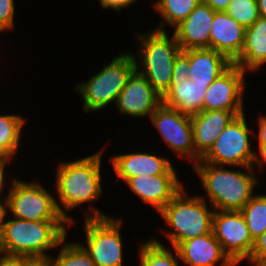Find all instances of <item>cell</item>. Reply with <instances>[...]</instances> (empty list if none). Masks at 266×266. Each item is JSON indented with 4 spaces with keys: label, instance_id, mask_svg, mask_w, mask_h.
Here are the masks:
<instances>
[{
    "label": "cell",
    "instance_id": "cell-1",
    "mask_svg": "<svg viewBox=\"0 0 266 266\" xmlns=\"http://www.w3.org/2000/svg\"><path fill=\"white\" fill-rule=\"evenodd\" d=\"M66 221H30L19 218L5 223L0 239L1 253L48 261L44 251L62 245L66 237Z\"/></svg>",
    "mask_w": 266,
    "mask_h": 266
},
{
    "label": "cell",
    "instance_id": "cell-2",
    "mask_svg": "<svg viewBox=\"0 0 266 266\" xmlns=\"http://www.w3.org/2000/svg\"><path fill=\"white\" fill-rule=\"evenodd\" d=\"M193 166L214 211H241L253 197L257 181L251 173L218 168V165L206 162Z\"/></svg>",
    "mask_w": 266,
    "mask_h": 266
},
{
    "label": "cell",
    "instance_id": "cell-3",
    "mask_svg": "<svg viewBox=\"0 0 266 266\" xmlns=\"http://www.w3.org/2000/svg\"><path fill=\"white\" fill-rule=\"evenodd\" d=\"M101 154L99 151L91 156L59 165L56 190L60 203L66 210L97 200L100 196Z\"/></svg>",
    "mask_w": 266,
    "mask_h": 266
},
{
    "label": "cell",
    "instance_id": "cell-4",
    "mask_svg": "<svg viewBox=\"0 0 266 266\" xmlns=\"http://www.w3.org/2000/svg\"><path fill=\"white\" fill-rule=\"evenodd\" d=\"M163 22L148 34H138V41L142 44L138 54L142 58L143 71H139L136 61V70L160 96L169 90L175 59L182 52L175 35L171 40L168 38Z\"/></svg>",
    "mask_w": 266,
    "mask_h": 266
},
{
    "label": "cell",
    "instance_id": "cell-5",
    "mask_svg": "<svg viewBox=\"0 0 266 266\" xmlns=\"http://www.w3.org/2000/svg\"><path fill=\"white\" fill-rule=\"evenodd\" d=\"M183 194L184 188L159 212L175 230L167 232L174 249L181 242L212 232L214 211L208 210L204 198Z\"/></svg>",
    "mask_w": 266,
    "mask_h": 266
},
{
    "label": "cell",
    "instance_id": "cell-6",
    "mask_svg": "<svg viewBox=\"0 0 266 266\" xmlns=\"http://www.w3.org/2000/svg\"><path fill=\"white\" fill-rule=\"evenodd\" d=\"M136 70V58L132 54L116 56L104 69L93 75L88 82H82L75 89L80 91L87 111L104 108L111 102L117 101L120 92L127 84V80Z\"/></svg>",
    "mask_w": 266,
    "mask_h": 266
},
{
    "label": "cell",
    "instance_id": "cell-7",
    "mask_svg": "<svg viewBox=\"0 0 266 266\" xmlns=\"http://www.w3.org/2000/svg\"><path fill=\"white\" fill-rule=\"evenodd\" d=\"M6 198L8 209L15 218L30 221H66L69 225L74 222L38 182L26 183L15 179Z\"/></svg>",
    "mask_w": 266,
    "mask_h": 266
},
{
    "label": "cell",
    "instance_id": "cell-8",
    "mask_svg": "<svg viewBox=\"0 0 266 266\" xmlns=\"http://www.w3.org/2000/svg\"><path fill=\"white\" fill-rule=\"evenodd\" d=\"M93 211L85 215L87 246L79 245L96 266H122L123 247L120 237L122 220L110 218L96 209Z\"/></svg>",
    "mask_w": 266,
    "mask_h": 266
},
{
    "label": "cell",
    "instance_id": "cell-9",
    "mask_svg": "<svg viewBox=\"0 0 266 266\" xmlns=\"http://www.w3.org/2000/svg\"><path fill=\"white\" fill-rule=\"evenodd\" d=\"M249 133L252 131L247 126L244 113L236 116L199 162L245 167L253 172L257 155L250 147Z\"/></svg>",
    "mask_w": 266,
    "mask_h": 266
},
{
    "label": "cell",
    "instance_id": "cell-10",
    "mask_svg": "<svg viewBox=\"0 0 266 266\" xmlns=\"http://www.w3.org/2000/svg\"><path fill=\"white\" fill-rule=\"evenodd\" d=\"M212 232L235 265L250 257L255 241L240 211H214Z\"/></svg>",
    "mask_w": 266,
    "mask_h": 266
},
{
    "label": "cell",
    "instance_id": "cell-11",
    "mask_svg": "<svg viewBox=\"0 0 266 266\" xmlns=\"http://www.w3.org/2000/svg\"><path fill=\"white\" fill-rule=\"evenodd\" d=\"M150 118L171 150L193 160L194 164L201 160L194 149L190 115L161 104Z\"/></svg>",
    "mask_w": 266,
    "mask_h": 266
},
{
    "label": "cell",
    "instance_id": "cell-12",
    "mask_svg": "<svg viewBox=\"0 0 266 266\" xmlns=\"http://www.w3.org/2000/svg\"><path fill=\"white\" fill-rule=\"evenodd\" d=\"M245 71L232 64L207 88L202 111L225 110L244 112L243 91Z\"/></svg>",
    "mask_w": 266,
    "mask_h": 266
},
{
    "label": "cell",
    "instance_id": "cell-13",
    "mask_svg": "<svg viewBox=\"0 0 266 266\" xmlns=\"http://www.w3.org/2000/svg\"><path fill=\"white\" fill-rule=\"evenodd\" d=\"M161 104L162 96L137 70L131 74L116 101L120 112L131 117L151 116Z\"/></svg>",
    "mask_w": 266,
    "mask_h": 266
},
{
    "label": "cell",
    "instance_id": "cell-14",
    "mask_svg": "<svg viewBox=\"0 0 266 266\" xmlns=\"http://www.w3.org/2000/svg\"><path fill=\"white\" fill-rule=\"evenodd\" d=\"M215 12L209 5L201 2L175 28L174 35L182 51L210 49V30Z\"/></svg>",
    "mask_w": 266,
    "mask_h": 266
},
{
    "label": "cell",
    "instance_id": "cell-15",
    "mask_svg": "<svg viewBox=\"0 0 266 266\" xmlns=\"http://www.w3.org/2000/svg\"><path fill=\"white\" fill-rule=\"evenodd\" d=\"M130 189L158 213L182 190L176 175H139L126 182Z\"/></svg>",
    "mask_w": 266,
    "mask_h": 266
},
{
    "label": "cell",
    "instance_id": "cell-16",
    "mask_svg": "<svg viewBox=\"0 0 266 266\" xmlns=\"http://www.w3.org/2000/svg\"><path fill=\"white\" fill-rule=\"evenodd\" d=\"M244 112L207 110L191 115L195 153L202 158L227 125Z\"/></svg>",
    "mask_w": 266,
    "mask_h": 266
},
{
    "label": "cell",
    "instance_id": "cell-17",
    "mask_svg": "<svg viewBox=\"0 0 266 266\" xmlns=\"http://www.w3.org/2000/svg\"><path fill=\"white\" fill-rule=\"evenodd\" d=\"M246 28L226 12L216 11L210 30V49L224 54L232 63L245 44Z\"/></svg>",
    "mask_w": 266,
    "mask_h": 266
},
{
    "label": "cell",
    "instance_id": "cell-18",
    "mask_svg": "<svg viewBox=\"0 0 266 266\" xmlns=\"http://www.w3.org/2000/svg\"><path fill=\"white\" fill-rule=\"evenodd\" d=\"M179 258L188 266H236L223 252L213 232L181 242L176 248Z\"/></svg>",
    "mask_w": 266,
    "mask_h": 266
},
{
    "label": "cell",
    "instance_id": "cell-19",
    "mask_svg": "<svg viewBox=\"0 0 266 266\" xmlns=\"http://www.w3.org/2000/svg\"><path fill=\"white\" fill-rule=\"evenodd\" d=\"M115 173L125 182L141 175H176L170 161L148 153H130L114 156L112 159Z\"/></svg>",
    "mask_w": 266,
    "mask_h": 266
},
{
    "label": "cell",
    "instance_id": "cell-20",
    "mask_svg": "<svg viewBox=\"0 0 266 266\" xmlns=\"http://www.w3.org/2000/svg\"><path fill=\"white\" fill-rule=\"evenodd\" d=\"M182 53L189 59L188 78L200 85H210L233 64L224 54L209 48Z\"/></svg>",
    "mask_w": 266,
    "mask_h": 266
},
{
    "label": "cell",
    "instance_id": "cell-21",
    "mask_svg": "<svg viewBox=\"0 0 266 266\" xmlns=\"http://www.w3.org/2000/svg\"><path fill=\"white\" fill-rule=\"evenodd\" d=\"M208 86L200 85L190 78L184 81H171L169 90L162 96V104L183 114H197L202 111Z\"/></svg>",
    "mask_w": 266,
    "mask_h": 266
},
{
    "label": "cell",
    "instance_id": "cell-22",
    "mask_svg": "<svg viewBox=\"0 0 266 266\" xmlns=\"http://www.w3.org/2000/svg\"><path fill=\"white\" fill-rule=\"evenodd\" d=\"M266 63V18L259 17L246 28L245 44L240 56L233 62L242 70H257Z\"/></svg>",
    "mask_w": 266,
    "mask_h": 266
},
{
    "label": "cell",
    "instance_id": "cell-23",
    "mask_svg": "<svg viewBox=\"0 0 266 266\" xmlns=\"http://www.w3.org/2000/svg\"><path fill=\"white\" fill-rule=\"evenodd\" d=\"M24 122L19 115H0V159L10 160L18 151Z\"/></svg>",
    "mask_w": 266,
    "mask_h": 266
},
{
    "label": "cell",
    "instance_id": "cell-24",
    "mask_svg": "<svg viewBox=\"0 0 266 266\" xmlns=\"http://www.w3.org/2000/svg\"><path fill=\"white\" fill-rule=\"evenodd\" d=\"M240 212L255 241L266 231V195H254Z\"/></svg>",
    "mask_w": 266,
    "mask_h": 266
},
{
    "label": "cell",
    "instance_id": "cell-25",
    "mask_svg": "<svg viewBox=\"0 0 266 266\" xmlns=\"http://www.w3.org/2000/svg\"><path fill=\"white\" fill-rule=\"evenodd\" d=\"M201 0H159L154 4L167 24L177 27L183 22Z\"/></svg>",
    "mask_w": 266,
    "mask_h": 266
},
{
    "label": "cell",
    "instance_id": "cell-26",
    "mask_svg": "<svg viewBox=\"0 0 266 266\" xmlns=\"http://www.w3.org/2000/svg\"><path fill=\"white\" fill-rule=\"evenodd\" d=\"M140 266H178L179 255L175 249V257L156 239L141 245Z\"/></svg>",
    "mask_w": 266,
    "mask_h": 266
},
{
    "label": "cell",
    "instance_id": "cell-27",
    "mask_svg": "<svg viewBox=\"0 0 266 266\" xmlns=\"http://www.w3.org/2000/svg\"><path fill=\"white\" fill-rule=\"evenodd\" d=\"M51 266H96L79 244H65L56 259L49 258Z\"/></svg>",
    "mask_w": 266,
    "mask_h": 266
},
{
    "label": "cell",
    "instance_id": "cell-28",
    "mask_svg": "<svg viewBox=\"0 0 266 266\" xmlns=\"http://www.w3.org/2000/svg\"><path fill=\"white\" fill-rule=\"evenodd\" d=\"M225 12L245 28L260 17L257 0H231Z\"/></svg>",
    "mask_w": 266,
    "mask_h": 266
},
{
    "label": "cell",
    "instance_id": "cell-29",
    "mask_svg": "<svg viewBox=\"0 0 266 266\" xmlns=\"http://www.w3.org/2000/svg\"><path fill=\"white\" fill-rule=\"evenodd\" d=\"M14 0H0V30L14 29Z\"/></svg>",
    "mask_w": 266,
    "mask_h": 266
},
{
    "label": "cell",
    "instance_id": "cell-30",
    "mask_svg": "<svg viewBox=\"0 0 266 266\" xmlns=\"http://www.w3.org/2000/svg\"><path fill=\"white\" fill-rule=\"evenodd\" d=\"M255 266H263L266 263V231L254 242V247L248 258Z\"/></svg>",
    "mask_w": 266,
    "mask_h": 266
},
{
    "label": "cell",
    "instance_id": "cell-31",
    "mask_svg": "<svg viewBox=\"0 0 266 266\" xmlns=\"http://www.w3.org/2000/svg\"><path fill=\"white\" fill-rule=\"evenodd\" d=\"M189 70V59L181 52L175 59L171 81L186 80Z\"/></svg>",
    "mask_w": 266,
    "mask_h": 266
},
{
    "label": "cell",
    "instance_id": "cell-32",
    "mask_svg": "<svg viewBox=\"0 0 266 266\" xmlns=\"http://www.w3.org/2000/svg\"><path fill=\"white\" fill-rule=\"evenodd\" d=\"M38 261L26 256L1 254L0 266H34Z\"/></svg>",
    "mask_w": 266,
    "mask_h": 266
},
{
    "label": "cell",
    "instance_id": "cell-33",
    "mask_svg": "<svg viewBox=\"0 0 266 266\" xmlns=\"http://www.w3.org/2000/svg\"><path fill=\"white\" fill-rule=\"evenodd\" d=\"M136 0H100V4L103 8H112L120 11L127 6L132 5Z\"/></svg>",
    "mask_w": 266,
    "mask_h": 266
},
{
    "label": "cell",
    "instance_id": "cell-34",
    "mask_svg": "<svg viewBox=\"0 0 266 266\" xmlns=\"http://www.w3.org/2000/svg\"><path fill=\"white\" fill-rule=\"evenodd\" d=\"M231 0H201L202 3L209 5L214 11L225 12Z\"/></svg>",
    "mask_w": 266,
    "mask_h": 266
},
{
    "label": "cell",
    "instance_id": "cell-35",
    "mask_svg": "<svg viewBox=\"0 0 266 266\" xmlns=\"http://www.w3.org/2000/svg\"><path fill=\"white\" fill-rule=\"evenodd\" d=\"M258 123H259L258 149L260 150L262 147H266V116H260Z\"/></svg>",
    "mask_w": 266,
    "mask_h": 266
},
{
    "label": "cell",
    "instance_id": "cell-36",
    "mask_svg": "<svg viewBox=\"0 0 266 266\" xmlns=\"http://www.w3.org/2000/svg\"><path fill=\"white\" fill-rule=\"evenodd\" d=\"M5 204L6 205L4 206V204L0 203V239L3 235L4 227L6 223V221L4 222V219L7 216V210H6V208H8L7 198H5Z\"/></svg>",
    "mask_w": 266,
    "mask_h": 266
},
{
    "label": "cell",
    "instance_id": "cell-37",
    "mask_svg": "<svg viewBox=\"0 0 266 266\" xmlns=\"http://www.w3.org/2000/svg\"><path fill=\"white\" fill-rule=\"evenodd\" d=\"M10 160L8 159H0V194L2 192L3 186H4V168L5 164L9 163ZM1 197V196H0Z\"/></svg>",
    "mask_w": 266,
    "mask_h": 266
},
{
    "label": "cell",
    "instance_id": "cell-38",
    "mask_svg": "<svg viewBox=\"0 0 266 266\" xmlns=\"http://www.w3.org/2000/svg\"><path fill=\"white\" fill-rule=\"evenodd\" d=\"M260 156H256V160L254 163V167H256V164L258 165L257 167L261 166L264 162L266 163V147H262L259 151ZM262 158V161H261Z\"/></svg>",
    "mask_w": 266,
    "mask_h": 266
},
{
    "label": "cell",
    "instance_id": "cell-39",
    "mask_svg": "<svg viewBox=\"0 0 266 266\" xmlns=\"http://www.w3.org/2000/svg\"><path fill=\"white\" fill-rule=\"evenodd\" d=\"M260 17L266 18V0H257Z\"/></svg>",
    "mask_w": 266,
    "mask_h": 266
},
{
    "label": "cell",
    "instance_id": "cell-40",
    "mask_svg": "<svg viewBox=\"0 0 266 266\" xmlns=\"http://www.w3.org/2000/svg\"><path fill=\"white\" fill-rule=\"evenodd\" d=\"M34 266H51L48 261H38Z\"/></svg>",
    "mask_w": 266,
    "mask_h": 266
}]
</instances>
